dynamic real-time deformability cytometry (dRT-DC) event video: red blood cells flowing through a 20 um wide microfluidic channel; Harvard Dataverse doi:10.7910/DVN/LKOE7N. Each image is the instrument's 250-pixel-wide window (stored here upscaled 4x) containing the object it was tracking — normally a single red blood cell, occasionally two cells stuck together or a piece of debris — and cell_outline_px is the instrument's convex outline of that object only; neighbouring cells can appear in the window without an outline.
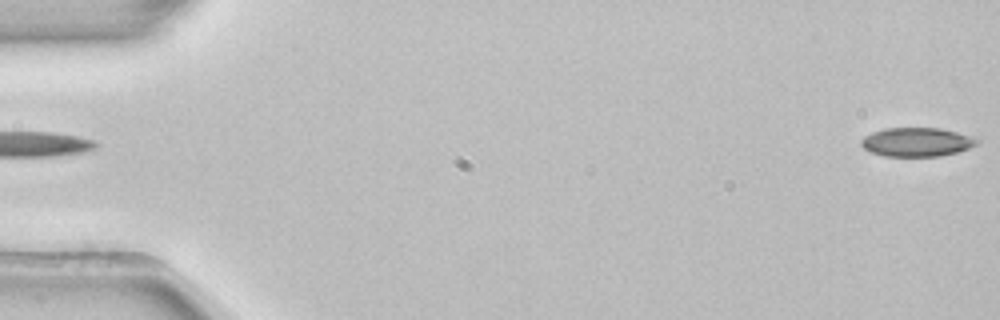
{"species": "common noctule bat (a hibernating species)", "species_latin": "Nyctalus noctula", "temperature_condition": "room temperature", "stored_images_in_passage": 16, "camera_frame_rate_fps": 3000, "um_per_image_px": 0.085, "animal": {"sex": "female", "body_mass_g": 22.7, "forearm_length_mm": 54.2}, "frame": {"image": 1, "passage_image": 1, "time_ms": 0.0, "image_size_px": [1000, 320], "cell_outline_px": [[980, 140], [976, 144], [968, 148], [956, 152], [940, 156], [884, 156], [872, 152], [864, 148], [860, 144], [860, 140], [864, 136], [872, 132], [884, 128], [940, 128], [956, 132]], "centroid_in_image_um": [77.87, 12.07], "position_along_channel_um": 7.1, "area_um2": 19.31}}